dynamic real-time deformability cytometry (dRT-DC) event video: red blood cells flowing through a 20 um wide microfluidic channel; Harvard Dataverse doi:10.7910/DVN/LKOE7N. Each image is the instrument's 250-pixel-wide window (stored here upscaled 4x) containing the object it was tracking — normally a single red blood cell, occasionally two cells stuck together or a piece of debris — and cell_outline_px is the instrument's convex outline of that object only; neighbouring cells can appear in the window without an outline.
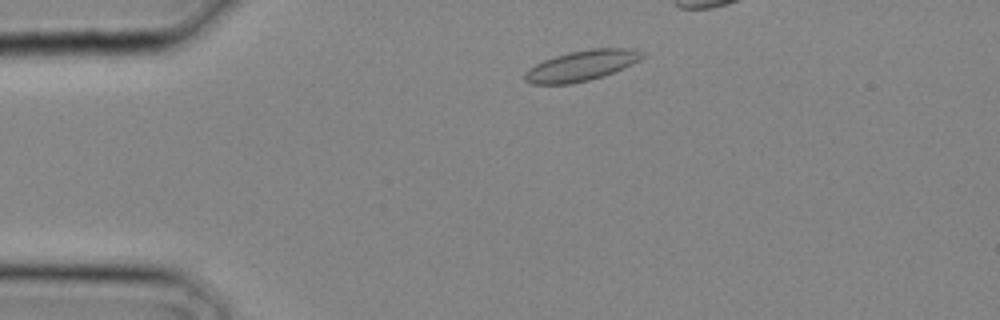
{"species": "common noctule bat (a hibernating species)", "species_latin": "Nyctalus noctula", "temperature_condition": "cold", "stored_images_in_passage": 12, "camera_frame_rate_fps": 3000, "um_per_image_px": 0.085, "animal": {"sex": "male", "body_mass_g": 20.4}, "frame": {"image": 1, "passage_image": 3, "time_ms": 0.667, "image_size_px": [1000, 320], "cell_outline_px": [[644, 56], [640, 60], [624, 68], [604, 76], [572, 84], [532, 84], [524, 80], [524, 72], [536, 64], [544, 60], [556, 56], [572, 52], [592, 48], [628, 48], [644, 52]], "centroid_in_image_um": [49.44, 5.59], "position_along_channel_um": 35.6, "area_um2": 20.75}}
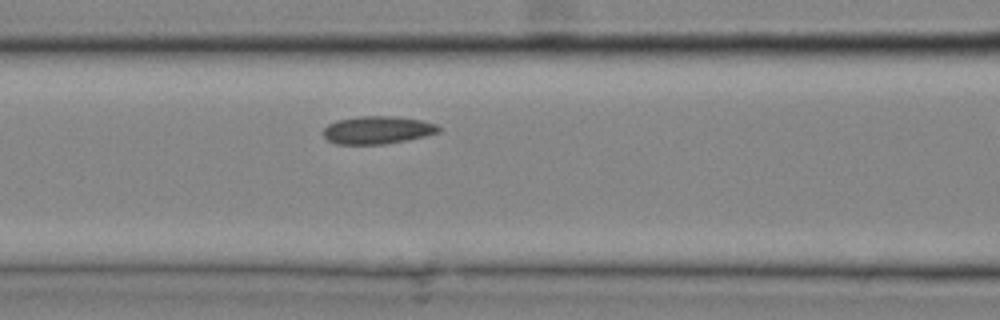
{"frame": {"image": 2, "passage_image": 9, "time_ms": 2.667, "image_size_px": [1000, 320], "cell_outline_px": [[440, 132], [408, 140], [384, 144], [336, 144], [328, 140], [324, 136], [324, 128], [328, 124], [336, 120], [360, 116], [392, 116], [420, 120], [436, 124], [440, 128]], "centroid_in_image_um": [32.07, 11.05], "position_along_channel_um": 134.5, "area_um2": 18.61}}